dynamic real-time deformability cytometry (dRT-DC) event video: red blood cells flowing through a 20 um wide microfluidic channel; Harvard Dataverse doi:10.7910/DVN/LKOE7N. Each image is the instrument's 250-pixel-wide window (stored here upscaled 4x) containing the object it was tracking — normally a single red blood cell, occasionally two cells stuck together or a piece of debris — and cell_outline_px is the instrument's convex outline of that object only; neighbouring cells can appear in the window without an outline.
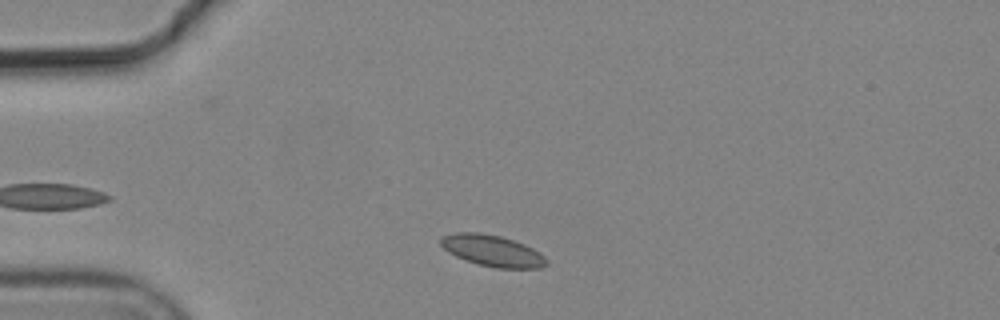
{"species": "common noctule bat (a hibernating species)", "species_latin": "Nyctalus noctula", "temperature_condition": "cold", "stored_images_in_passage": 2, "camera_frame_rate_fps": 3000, "um_per_image_px": 0.085, "animal": {"sex": "male", "body_mass_g": 19.2, "forearm_length_mm": 51.8}, "frame": {"image": 1, "passage_image": 1, "time_ms": 0.0, "image_size_px": [1000, 320], "cell_outline_px": [[548, 264], [540, 268], [496, 268], [480, 264], [456, 256], [448, 252], [440, 244], [440, 236], [456, 232], [480, 232], [500, 236], [524, 244], [540, 252], [548, 260]], "centroid_in_image_um": [41.86, 21.3], "position_along_channel_um": 43.1, "area_um2": 19.25}}